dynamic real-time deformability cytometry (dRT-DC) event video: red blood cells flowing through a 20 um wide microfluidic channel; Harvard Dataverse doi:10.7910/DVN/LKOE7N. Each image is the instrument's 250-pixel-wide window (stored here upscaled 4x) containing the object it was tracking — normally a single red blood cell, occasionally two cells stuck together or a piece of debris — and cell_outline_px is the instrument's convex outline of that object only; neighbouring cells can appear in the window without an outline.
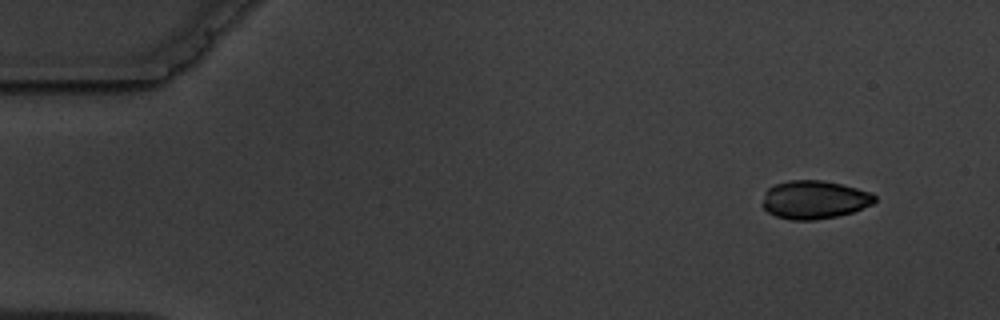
{"species": "common noctule bat (a hibernating species)", "species_latin": "Nyctalus noctula", "temperature_condition": "warm", "stored_images_in_passage": 6, "camera_frame_rate_fps": 3000, "um_per_image_px": 0.085, "animal": {"sex": "male", "body_mass_g": 19.5, "forearm_length_mm": 54.6}, "frame": {"image": 1, "passage_image": 1, "time_ms": 0.0, "image_size_px": [1000, 320], "cell_outline_px": [[876, 200], [872, 204], [852, 212], [836, 216], [816, 220], [792, 220], [776, 216], [768, 212], [760, 204], [764, 192], [768, 188], [776, 184], [788, 180], [824, 180], [872, 192], [876, 196]], "centroid_in_image_um": [69.19, 16.97], "position_along_channel_um": 15.8, "area_um2": 25.2}}
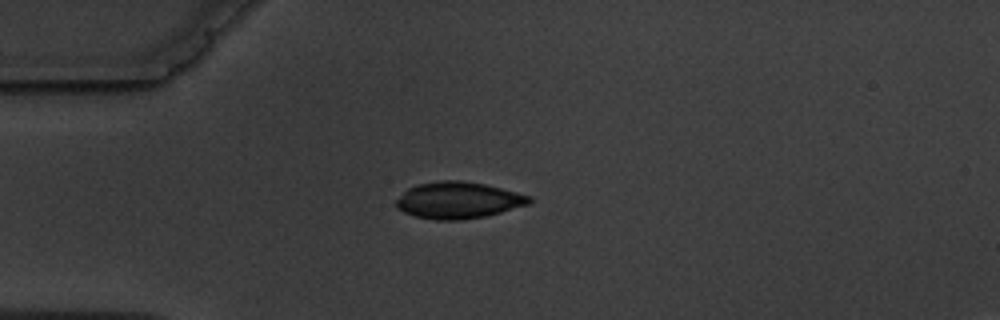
{"frame": {"image": 2, "passage_image": 4, "time_ms": 3.333, "image_size_px": [1000, 320], "cell_outline_px": [[532, 200], [528, 204], [500, 212], [484, 216], [464, 220], [436, 220], [416, 216], [404, 212], [396, 208], [396, 200], [408, 188], [416, 184], [440, 180], [460, 180], [484, 184], [532, 196]], "centroid_in_image_um": [38.93, 17.01], "position_along_channel_um": 46.1, "area_um2": 28.26}}
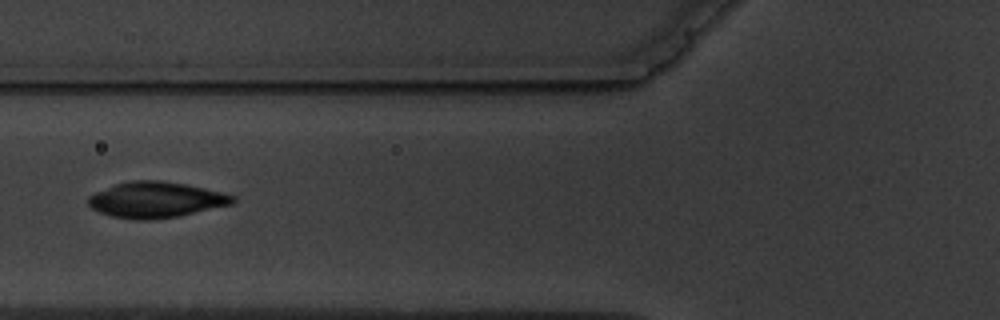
{"frame": {"image": 3, "passage_image": 6, "time_ms": 5.667, "image_size_px": [1000, 320], "cell_outline_px": [[236, 200], [232, 204], [180, 216], [148, 220], [136, 220], [112, 216], [100, 212], [92, 208], [88, 204], [88, 196], [96, 192], [116, 184], [132, 180], [160, 180], [184, 184], [204, 188], [236, 196]], "centroid_in_image_um": [13.26, 16.98], "position_along_channel_um": 112.5, "area_um2": 30.0}}